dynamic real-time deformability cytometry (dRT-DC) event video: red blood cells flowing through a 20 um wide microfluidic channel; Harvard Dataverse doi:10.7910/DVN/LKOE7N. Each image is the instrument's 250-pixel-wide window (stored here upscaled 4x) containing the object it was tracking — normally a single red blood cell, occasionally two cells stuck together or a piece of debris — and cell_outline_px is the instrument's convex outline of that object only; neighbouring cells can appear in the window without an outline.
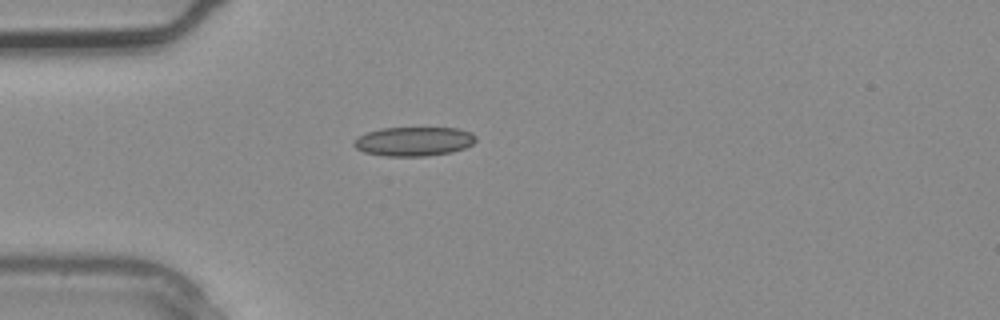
{"species": "common noctule bat (a hibernating species)", "species_latin": "Nyctalus noctula", "temperature_condition": "warm", "stored_images_in_passage": 3, "camera_frame_rate_fps": 3000, "um_per_image_px": 0.085, "animal": {"sex": "male", "body_mass_g": 20.4}, "frame": {"image": 1, "passage_image": 2, "time_ms": 0.333, "image_size_px": [1000, 320], "cell_outline_px": [[476, 140], [472, 144], [464, 148], [452, 152], [424, 156], [384, 156], [364, 152], [356, 148], [352, 144], [352, 140], [368, 132], [380, 128], [456, 128], [472, 132], [476, 136]], "centroid_in_image_um": [35.17, 12.02], "position_along_channel_um": 49.8, "area_um2": 20.75}}